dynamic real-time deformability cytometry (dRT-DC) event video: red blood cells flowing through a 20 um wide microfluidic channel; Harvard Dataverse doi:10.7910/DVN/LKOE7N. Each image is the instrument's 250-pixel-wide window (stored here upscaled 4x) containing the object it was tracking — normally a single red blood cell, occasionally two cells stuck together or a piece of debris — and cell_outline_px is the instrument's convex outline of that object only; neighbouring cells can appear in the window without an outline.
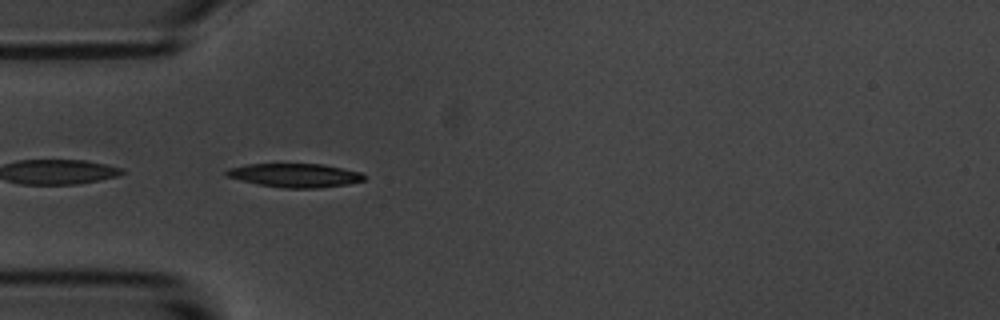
{"species": "common noctule bat (a hibernating species)", "species_latin": "Nyctalus noctula", "temperature_condition": "room temperature", "stored_images_in_passage": 2, "camera_frame_rate_fps": 3000, "um_per_image_px": 0.085, "animal": {"sex": "male", "body_mass_g": 20.1, "forearm_length_mm": 53.5}, "frame": {"image": 1, "passage_image": 1, "time_ms": 0.0, "image_size_px": [1000, 320], "cell_outline_px": [[364, 180], [348, 184], [320, 188], [284, 188], [260, 184], [240, 180], [224, 176], [224, 172], [228, 168], [244, 164], [324, 164], [360, 172], [364, 176]], "centroid_in_image_um": [25.03, 14.9], "position_along_channel_um": 60.0, "area_um2": 19.07}}